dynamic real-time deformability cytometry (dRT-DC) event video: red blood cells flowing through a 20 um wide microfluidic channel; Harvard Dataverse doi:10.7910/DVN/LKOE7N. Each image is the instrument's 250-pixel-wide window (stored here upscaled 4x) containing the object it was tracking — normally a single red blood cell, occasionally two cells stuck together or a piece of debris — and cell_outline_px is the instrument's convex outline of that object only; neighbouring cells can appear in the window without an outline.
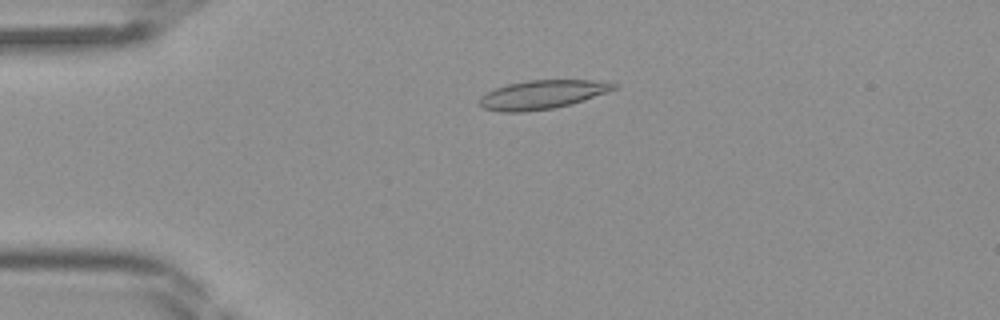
{"species": "Egyptian fruit bat (a non-hibernating species)", "species_latin": "Rousettus aegyptiacus", "temperature_condition": "room temperature", "stored_images_in_passage": 43, "camera_frame_rate_fps": 3000, "um_per_image_px": 0.085, "frame": {"image": 1, "passage_image": 10, "time_ms": 3.0, "image_size_px": [1000, 320], "cell_outline_px": [[620, 84], [616, 88], [608, 92], [584, 100], [552, 108], [524, 112], [500, 112], [484, 108], [480, 104], [480, 96], [496, 88], [508, 84], [528, 80], [608, 80]], "centroid_in_image_um": [46.15, 8.02], "position_along_channel_um": 38.8, "area_um2": 22.54}}
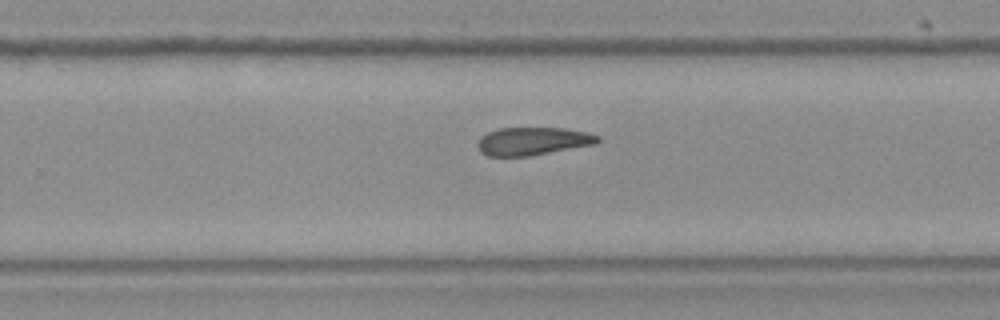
{"frame": {"image": 2, "passage_image": 28, "time_ms": 9.0, "image_size_px": [1000, 320], "cell_outline_px": [[600, 140], [596, 144], [528, 156], [488, 156], [480, 152], [476, 144], [480, 136], [488, 132], [500, 128], [564, 128], [588, 132], [600, 136]], "centroid_in_image_um": [45.28, 12.0], "position_along_channel_um": 284.5, "area_um2": 19.65}}
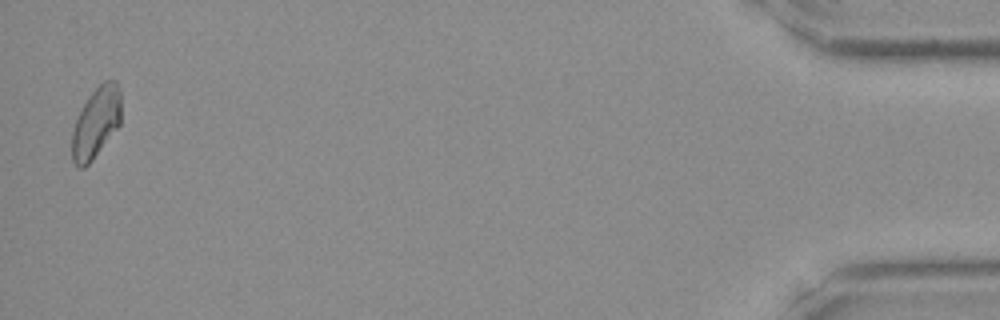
{"frame": {"image": 3, "passage_image": 43, "time_ms": 14.0, "image_size_px": [1000, 320], "cell_outline_px": [[120, 124], [92, 160], [84, 168], [80, 168], [72, 160], [72, 132], [76, 120], [88, 96], [104, 80], [116, 80], [120, 92]], "centroid_in_image_um": [8.16, 10.41], "position_along_channel_um": 427.0, "area_um2": 19.94}}